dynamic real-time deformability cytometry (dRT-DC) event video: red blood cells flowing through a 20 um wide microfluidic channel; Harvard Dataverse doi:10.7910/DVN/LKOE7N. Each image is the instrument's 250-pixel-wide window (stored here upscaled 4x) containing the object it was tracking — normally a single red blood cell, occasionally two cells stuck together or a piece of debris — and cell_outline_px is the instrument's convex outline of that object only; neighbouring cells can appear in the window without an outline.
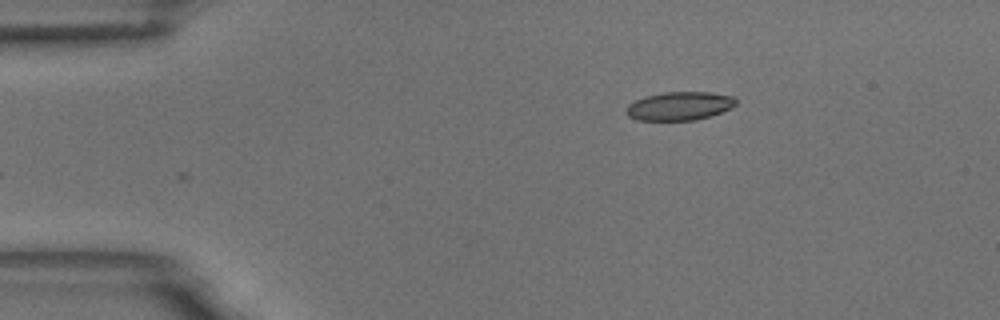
{"species": "common noctule bat (a hibernating species)", "species_latin": "Nyctalus noctula", "temperature_condition": "room temperature", "stored_images_in_passage": 36, "camera_frame_rate_fps": 3000, "um_per_image_px": 0.085, "animal": {"sex": "male", "body_mass_g": 18.8}, "frame": {"image": 1, "passage_image": 1, "time_ms": 0.0, "image_size_px": [1000, 320], "cell_outline_px": [[736, 104], [732, 108], [712, 116], [696, 120], [636, 120], [628, 116], [624, 112], [628, 104], [644, 96], [664, 92], [708, 92], [732, 96], [736, 100]], "centroid_in_image_um": [57.74, 9.02], "position_along_channel_um": 27.3, "area_um2": 18.38}}
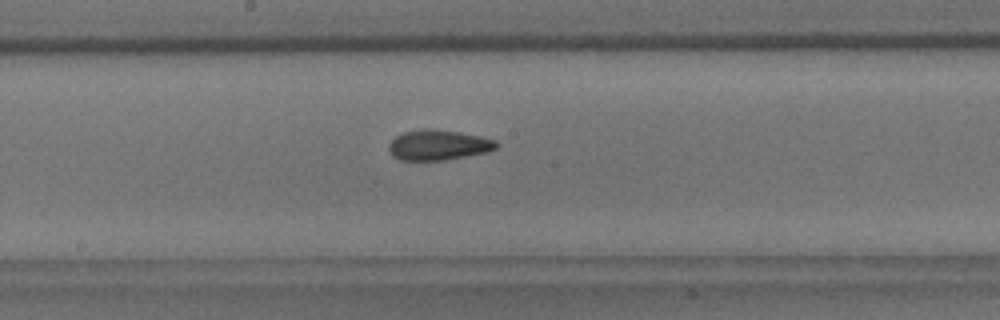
{"frame": {"image": 2, "passage_image": 21, "time_ms": 6.667, "image_size_px": [1000, 320], "cell_outline_px": [[500, 144], [496, 148], [488, 152], [444, 160], [400, 160], [392, 156], [388, 148], [388, 144], [396, 136], [404, 132], [424, 128], [432, 128], [460, 132], [480, 136], [496, 140]], "centroid_in_image_um": [37.26, 12.32], "position_along_channel_um": 210.9, "area_um2": 19.13}}
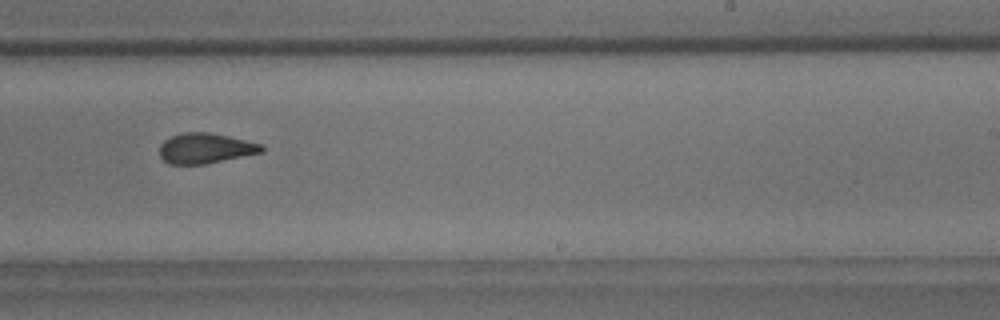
{"frame": {"image": 3, "passage_image": 26, "time_ms": 8.333, "image_size_px": [1000, 320], "cell_outline_px": [[264, 152], [204, 164], [168, 164], [160, 156], [160, 144], [164, 140], [172, 136], [184, 132], [208, 132], [228, 136], [260, 144], [264, 148]], "centroid_in_image_um": [17.44, 12.61], "position_along_channel_um": 271.6, "area_um2": 17.86}, "authors_computed_cell_mechanics": {"area_um2": 18.7272, "velocity_mm_per_s": 3.6503, "shape_relaxation_time_tau1_ms": 10.7586, "shape_relaxation_time_tau2_ms": 2.0168, "deformation_change_tau1": 0.2108, "deformation_change_tau2": 0.0923}}